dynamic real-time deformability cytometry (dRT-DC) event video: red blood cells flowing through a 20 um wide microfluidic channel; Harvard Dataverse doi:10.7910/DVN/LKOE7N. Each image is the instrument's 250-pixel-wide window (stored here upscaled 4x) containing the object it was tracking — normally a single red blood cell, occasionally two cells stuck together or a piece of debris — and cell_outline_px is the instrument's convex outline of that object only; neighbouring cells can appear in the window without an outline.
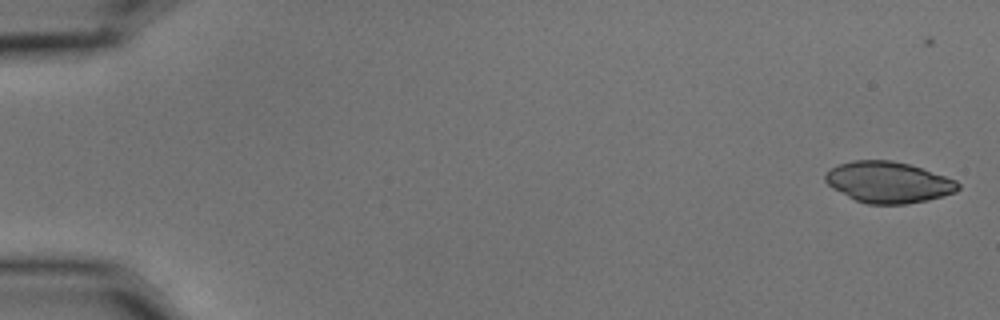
{"species": "common noctule bat (a hibernating species)", "species_latin": "Nyctalus noctula", "temperature_condition": "cold", "stored_images_in_passage": 6, "camera_frame_rate_fps": 3000, "um_per_image_px": 0.085, "animal": {"sex": "male", "body_mass_g": 15.6}, "frame": {"image": 1, "passage_image": 1, "time_ms": 0.0, "image_size_px": [1000, 320], "cell_outline_px": [[960, 188], [956, 192], [944, 196], [928, 200], [904, 204], [868, 204], [856, 200], [832, 188], [824, 180], [824, 176], [832, 168], [840, 164], [852, 160], [892, 160], [908, 164], [956, 180], [960, 184]], "centroid_in_image_um": [75.52, 15.49], "position_along_channel_um": 9.5, "area_um2": 31.62}}